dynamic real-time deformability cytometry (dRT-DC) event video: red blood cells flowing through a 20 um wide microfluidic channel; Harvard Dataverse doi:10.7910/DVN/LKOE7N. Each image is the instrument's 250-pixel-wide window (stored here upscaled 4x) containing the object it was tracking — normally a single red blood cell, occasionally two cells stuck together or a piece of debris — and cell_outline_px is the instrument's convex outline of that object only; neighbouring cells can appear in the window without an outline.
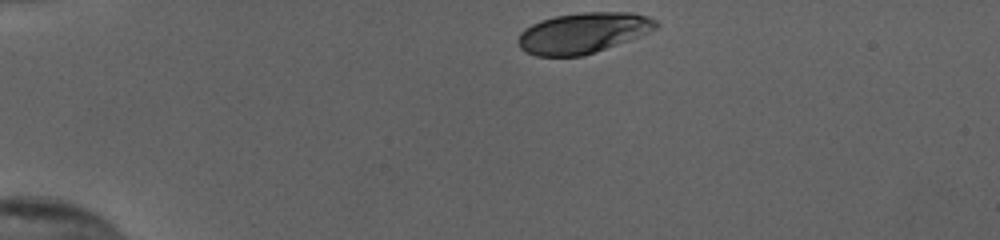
{"species": "human", "species_latin": "Homo sapiens", "temperature_condition": "cold", "stored_images_in_passage": 34, "camera_frame_rate_fps": 3000, "um_per_image_px": 0.085, "donor": {"sex": "female"}, "frame": {"image": 1, "passage_image": 1, "time_ms": 0.0, "image_size_px": [1000, 240], "cell_outline_px": [[660, 24], [656, 28], [640, 36], [584, 56], [536, 56], [524, 52], [520, 48], [516, 40], [520, 32], [524, 28], [540, 20], [556, 16], [584, 12], [632, 12], [648, 16], [656, 20]], "centroid_in_image_um": [49.53, 2.8], "position_along_channel_um": 35.5, "area_um2": 32.83}}
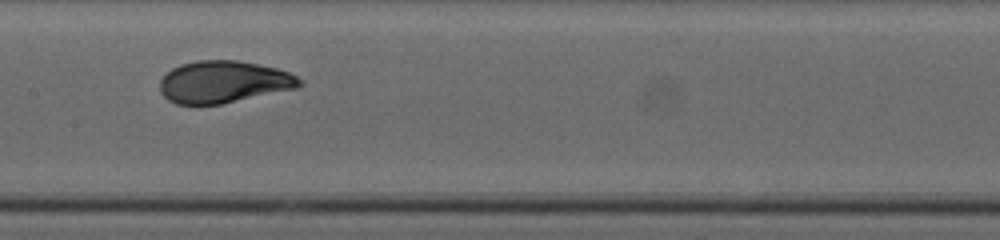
{"frame": {"image": 2, "passage_image": 18, "time_ms": 5.667, "image_size_px": [1000, 240], "cell_outline_px": [[304, 84], [296, 88], [220, 104], [176, 104], [168, 100], [160, 92], [160, 80], [172, 68], [180, 64], [196, 60], [236, 60], [276, 68], [288, 72], [304, 80]], "centroid_in_image_um": [19.0, 6.96], "position_along_channel_um": 188.4, "area_um2": 34.1}}
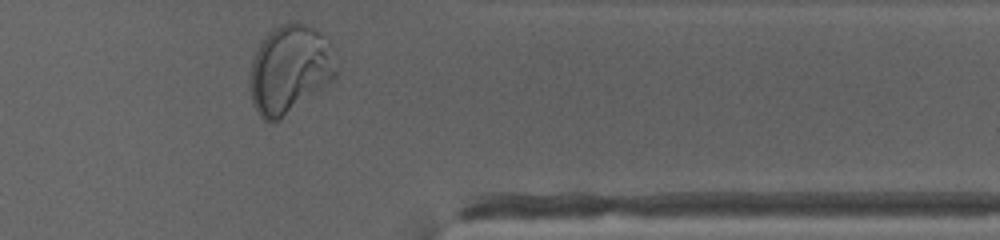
{"frame": {"image": 3, "passage_image": 34, "time_ms": 11.0, "image_size_px": [1000, 240], "cell_outline_px": [[336, 76], [332, 80], [276, 124], [264, 120], [260, 116], [252, 104], [248, 88], [252, 60], [260, 44], [268, 32], [284, 24], [304, 24], [320, 32], [328, 40], [336, 72]], "centroid_in_image_um": [24.57, 5.97], "position_along_channel_um": 386.8, "area_um2": 44.04}, "authors_computed_cell_mechanics": {"area_um2": 34.3621, "velocity_mm_per_s": 3.8383, "shape_relaxation_time_tau1_ms": 4.2281, "shape_relaxation_time_tau2_ms": null, "deformation_change_tau1": 0.1909, "deformation_change_tau2": null}}